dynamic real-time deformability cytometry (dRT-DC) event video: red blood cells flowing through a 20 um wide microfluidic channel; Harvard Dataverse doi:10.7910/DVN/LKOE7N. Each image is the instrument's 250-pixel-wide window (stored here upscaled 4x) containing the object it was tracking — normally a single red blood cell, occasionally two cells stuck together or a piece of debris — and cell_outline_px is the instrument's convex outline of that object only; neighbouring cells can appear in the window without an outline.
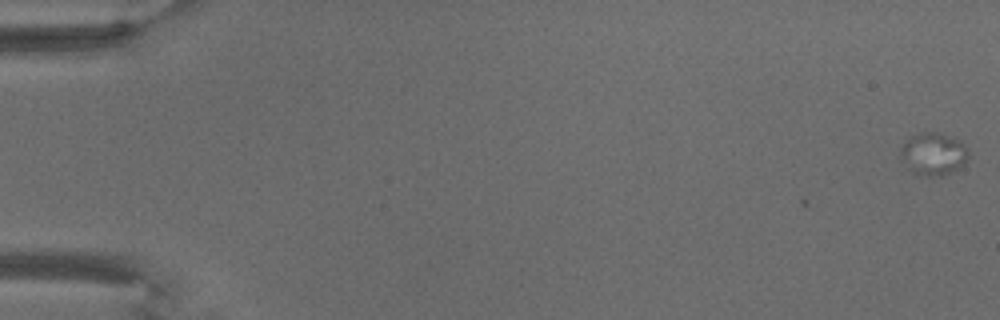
{"species": "common noctule bat (a hibernating species)", "species_latin": "Nyctalus noctula", "temperature_condition": "warm", "stored_images_in_passage": 10, "camera_frame_rate_fps": 3000, "um_per_image_px": 0.085, "animal": {"sex": "male", "body_mass_g": 18.8}, "frame": {"image": 1, "passage_image": 1, "time_ms": 0.0, "image_size_px": [1000, 320], "cell_outline_px": [[968, 156], [964, 164], [940, 176], [916, 176], [900, 160], [900, 144], [908, 136], [920, 132], [936, 132], [960, 140], [968, 148]], "centroid_in_image_um": [79.26, 13.07], "position_along_channel_um": 5.7, "area_um2": 17.17}}